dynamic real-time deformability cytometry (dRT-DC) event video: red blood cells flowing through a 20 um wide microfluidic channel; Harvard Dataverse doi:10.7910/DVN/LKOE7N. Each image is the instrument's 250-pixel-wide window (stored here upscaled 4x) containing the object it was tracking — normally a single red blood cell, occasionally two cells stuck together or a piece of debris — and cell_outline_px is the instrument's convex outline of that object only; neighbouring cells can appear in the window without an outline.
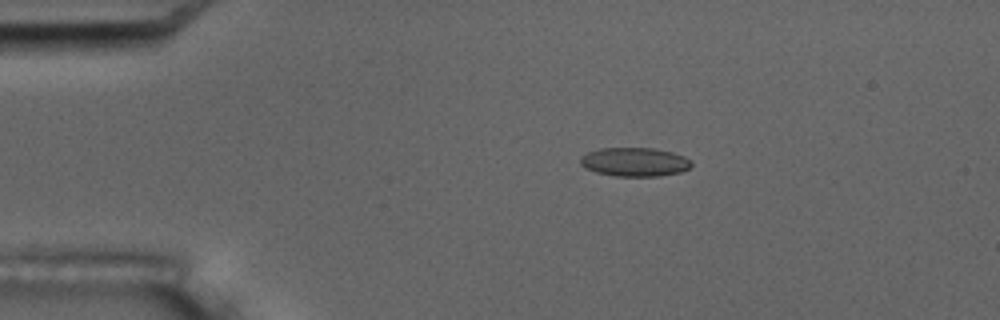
{"species": "common noctule bat (a hibernating species)", "species_latin": "Nyctalus noctula", "temperature_condition": "room temperature", "stored_images_in_passage": 3, "camera_frame_rate_fps": 3000, "um_per_image_px": 0.085, "animal": {"sex": "male", "body_mass_g": 17.5, "forearm_length_mm": 52.3}, "frame": {"image": 1, "passage_image": 2, "time_ms": 2.0, "image_size_px": [1000, 320], "cell_outline_px": [[692, 164], [688, 168], [680, 172], [660, 176], [616, 176], [596, 172], [584, 168], [580, 164], [580, 156], [588, 152], [600, 148], [652, 148], [672, 152], [684, 156], [692, 160]], "centroid_in_image_um": [53.93, 13.76], "position_along_channel_um": 31.1, "area_um2": 18.73}}